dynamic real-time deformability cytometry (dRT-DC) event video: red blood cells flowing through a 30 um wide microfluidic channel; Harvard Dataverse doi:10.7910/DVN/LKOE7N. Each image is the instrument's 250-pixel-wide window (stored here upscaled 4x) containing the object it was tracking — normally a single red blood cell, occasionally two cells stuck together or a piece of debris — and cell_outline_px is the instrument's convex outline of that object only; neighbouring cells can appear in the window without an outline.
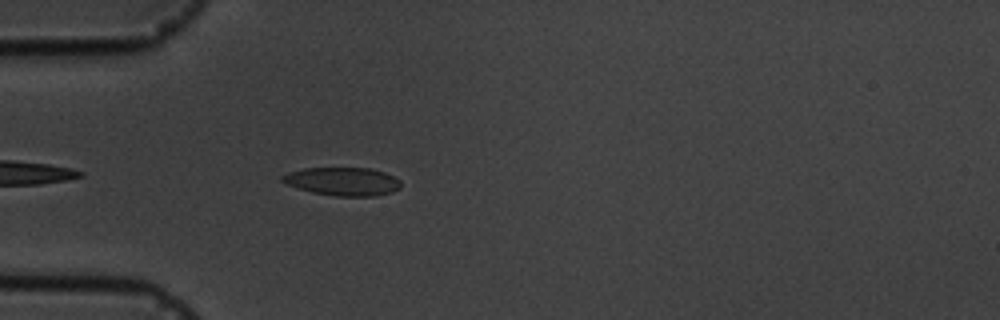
{"species": "common noctule bat (a hibernating species)", "species_latin": "Nyctalus noctula", "temperature_condition": "cold", "stored_images_in_passage": 1, "camera_frame_rate_fps": 3000, "um_per_image_px": 0.085, "animal": {"sex": "male", "body_mass_g": 19.5, "forearm_length_mm": 54.6}, "frame": {"image": 1, "passage_image": 1, "time_ms": 0.0, "image_size_px": [1000, 320], "cell_outline_px": [[400, 188], [392, 192], [376, 196], [336, 196], [312, 192], [288, 184], [280, 180], [280, 176], [288, 172], [304, 168], [368, 168], [384, 172], [400, 180]], "centroid_in_image_um": [29.13, 15.42], "position_along_channel_um": 55.9, "area_um2": 19.42}}